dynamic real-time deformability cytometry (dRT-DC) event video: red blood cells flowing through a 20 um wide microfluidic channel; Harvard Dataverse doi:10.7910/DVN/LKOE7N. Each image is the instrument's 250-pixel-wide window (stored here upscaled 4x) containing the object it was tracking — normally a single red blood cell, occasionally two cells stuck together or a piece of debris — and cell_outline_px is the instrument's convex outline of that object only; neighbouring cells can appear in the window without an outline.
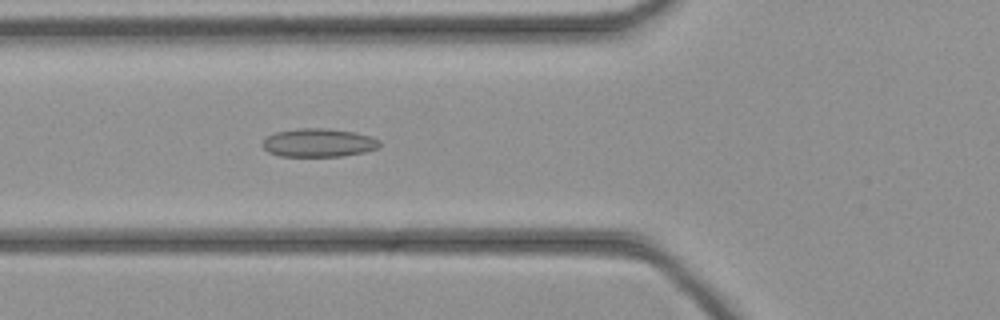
{"species": "common noctule bat (a hibernating species)", "species_latin": "Nyctalus noctula", "temperature_condition": "cold", "stored_images_in_passage": 44, "camera_frame_rate_fps": 3000, "um_per_image_px": 0.085, "animal": {"sex": "female", "body_mass_g": 21.9}, "frame": {"image": 1, "passage_image": 16, "time_ms": 5.0, "image_size_px": [1000, 320], "cell_outline_px": [[380, 148], [364, 152], [344, 156], [280, 156], [268, 152], [260, 144], [268, 136], [276, 132], [300, 128], [328, 128], [356, 132], [372, 136], [380, 140]], "centroid_in_image_um": [27.12, 12.13], "position_along_channel_um": 98.7, "area_um2": 19.59}}
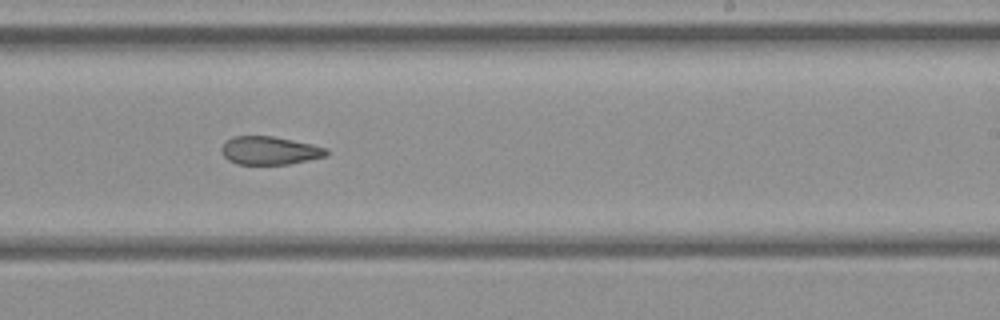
{"frame": {"image": 2, "passage_image": 27, "time_ms": 8.667, "image_size_px": [1000, 320], "cell_outline_px": [[328, 156], [288, 164], [236, 164], [228, 160], [224, 156], [220, 148], [232, 136], [272, 136], [312, 144], [328, 148]], "centroid_in_image_um": [22.94, 12.8], "position_along_channel_um": 266.1, "area_um2": 17.22}}
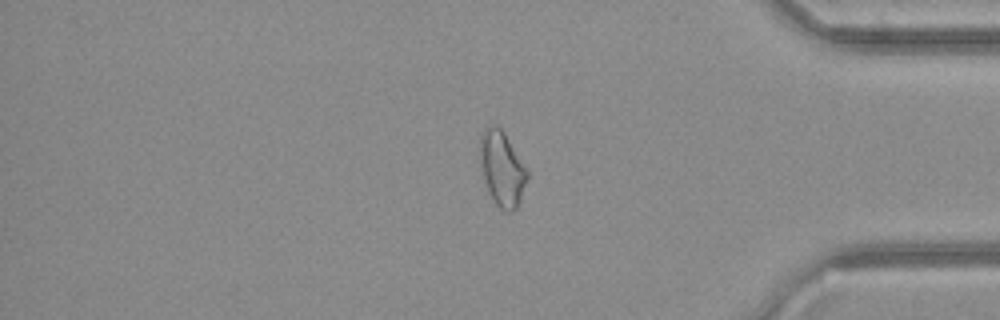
{"frame": {"image": 3, "passage_image": 37, "time_ms": 12.0, "image_size_px": [1000, 320], "cell_outline_px": [[528, 176], [520, 200], [516, 208], [512, 212], [508, 212], [500, 208], [492, 200], [480, 168], [480, 136], [484, 128], [488, 124], [496, 124], [504, 132], [528, 168]], "centroid_in_image_um": [42.67, 14.3], "position_along_channel_um": 392.5, "area_um2": 20.81}}